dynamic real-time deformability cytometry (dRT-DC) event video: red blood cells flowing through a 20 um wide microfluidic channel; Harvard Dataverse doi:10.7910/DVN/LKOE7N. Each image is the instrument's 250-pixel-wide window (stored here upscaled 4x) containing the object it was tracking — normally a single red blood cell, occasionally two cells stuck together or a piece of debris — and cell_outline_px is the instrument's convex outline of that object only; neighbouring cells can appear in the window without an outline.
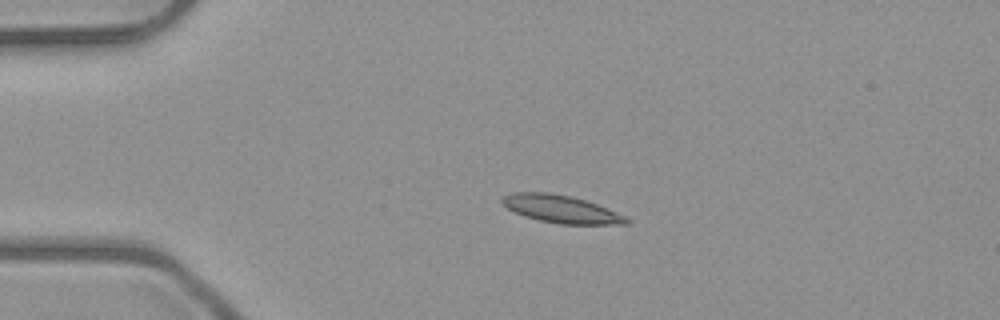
{"species": "common noctule bat (a hibernating species)", "species_latin": "Nyctalus noctula", "temperature_condition": "room temperature", "stored_images_in_passage": 3, "camera_frame_rate_fps": 3000, "um_per_image_px": 0.085, "animal": {"sex": "male", "body_mass_g": 23.1, "forearm_length_mm": 52.7}, "frame": {"image": 1, "passage_image": 2, "time_ms": 2.333, "image_size_px": [1000, 320], "cell_outline_px": [[632, 220], [628, 224], [560, 224], [540, 220], [524, 216], [508, 208], [500, 200], [504, 196], [512, 192], [548, 192], [572, 196], [596, 204], [616, 212]], "centroid_in_image_um": [47.69, 17.76], "position_along_channel_um": 37.3, "area_um2": 19.83}}